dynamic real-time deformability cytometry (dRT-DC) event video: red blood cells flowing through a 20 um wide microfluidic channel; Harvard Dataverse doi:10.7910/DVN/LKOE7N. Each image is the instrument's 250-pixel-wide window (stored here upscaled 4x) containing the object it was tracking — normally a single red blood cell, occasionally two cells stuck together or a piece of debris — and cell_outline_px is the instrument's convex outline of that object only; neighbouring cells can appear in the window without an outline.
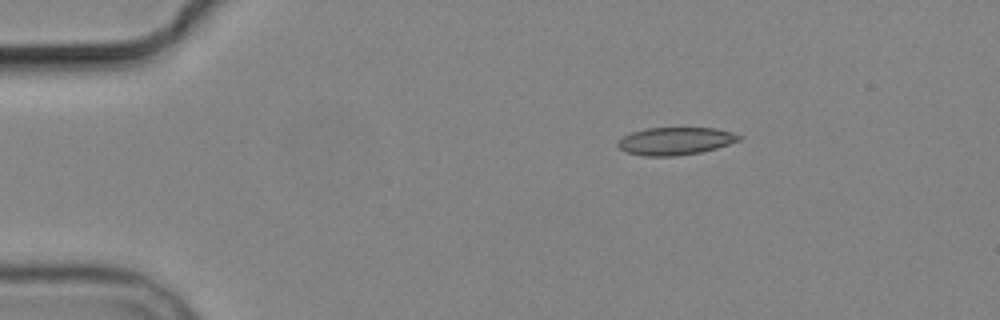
{"species": "common noctule bat (a hibernating species)", "species_latin": "Nyctalus noctula", "temperature_condition": "cold", "stored_images_in_passage": 2, "camera_frame_rate_fps": 3000, "um_per_image_px": 0.085, "animal": {"sex": "male", "body_mass_g": 19.2, "forearm_length_mm": 51.8}, "frame": {"image": 1, "passage_image": 1, "time_ms": 0.0, "image_size_px": [1000, 320], "cell_outline_px": [[744, 136], [740, 140], [716, 148], [700, 152], [676, 156], [644, 156], [628, 152], [620, 148], [616, 144], [624, 136], [632, 132], [644, 128], [716, 128], [732, 132]], "centroid_in_image_um": [57.43, 11.98], "position_along_channel_um": 27.6, "area_um2": 19.42}}